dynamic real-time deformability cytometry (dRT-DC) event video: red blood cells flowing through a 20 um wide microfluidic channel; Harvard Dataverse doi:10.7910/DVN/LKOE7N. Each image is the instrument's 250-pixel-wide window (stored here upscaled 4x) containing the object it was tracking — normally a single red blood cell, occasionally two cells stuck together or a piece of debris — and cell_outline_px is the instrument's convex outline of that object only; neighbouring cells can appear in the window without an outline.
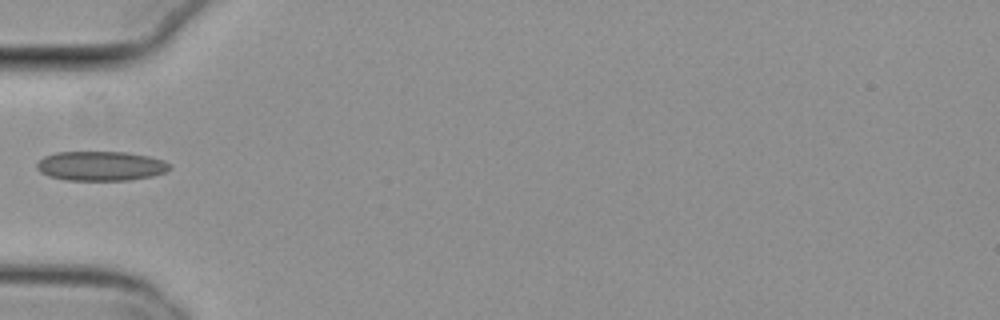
{"species": "common noctule bat (a hibernating species)", "species_latin": "Nyctalus noctula", "temperature_condition": "cold", "stored_images_in_passage": 37, "camera_frame_rate_fps": 3000, "um_per_image_px": 0.085, "animal": {"sex": "female", "body_mass_g": 29.2, "forearm_length_mm": 56.3}, "frame": {"image": 1, "passage_image": 1, "time_ms": 0.0, "image_size_px": [1000, 320], "cell_outline_px": [[172, 168], [164, 172], [152, 176], [128, 180], [64, 180], [48, 176], [40, 172], [36, 168], [36, 164], [44, 156], [56, 152], [128, 152], [148, 156], [164, 160], [172, 164]], "centroid_in_image_um": [8.57, 14.1], "position_along_channel_um": 76.4, "area_um2": 23.0}}
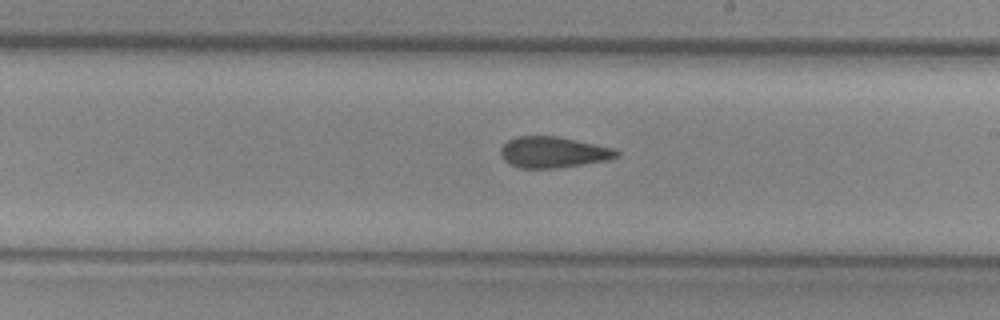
{"frame": {"image": 2, "passage_image": 14, "time_ms": 4.333, "image_size_px": [1000, 320], "cell_outline_px": [[620, 156], [608, 160], [556, 168], [520, 168], [508, 164], [504, 160], [500, 152], [500, 148], [508, 140], [516, 136], [556, 136], [616, 148], [620, 152]], "centroid_in_image_um": [47.03, 12.94], "position_along_channel_um": 242.0, "area_um2": 21.1}}
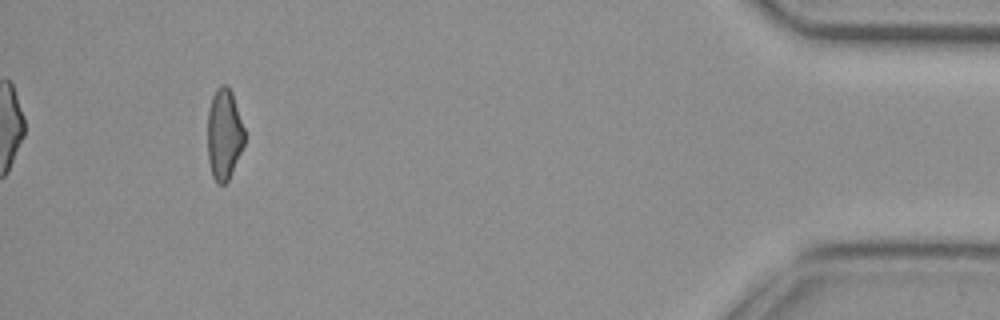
{"frame": {"image": 3, "passage_image": 33, "time_ms": 10.667, "image_size_px": [1000, 320], "cell_outline_px": [[244, 144], [232, 172], [228, 180], [224, 184], [216, 184], [212, 176], [208, 160], [208, 108], [212, 96], [216, 88], [220, 84], [228, 84], [232, 92], [244, 128]], "centroid_in_image_um": [19.04, 11.39], "position_along_channel_um": 416.2, "area_um2": 19.71}}